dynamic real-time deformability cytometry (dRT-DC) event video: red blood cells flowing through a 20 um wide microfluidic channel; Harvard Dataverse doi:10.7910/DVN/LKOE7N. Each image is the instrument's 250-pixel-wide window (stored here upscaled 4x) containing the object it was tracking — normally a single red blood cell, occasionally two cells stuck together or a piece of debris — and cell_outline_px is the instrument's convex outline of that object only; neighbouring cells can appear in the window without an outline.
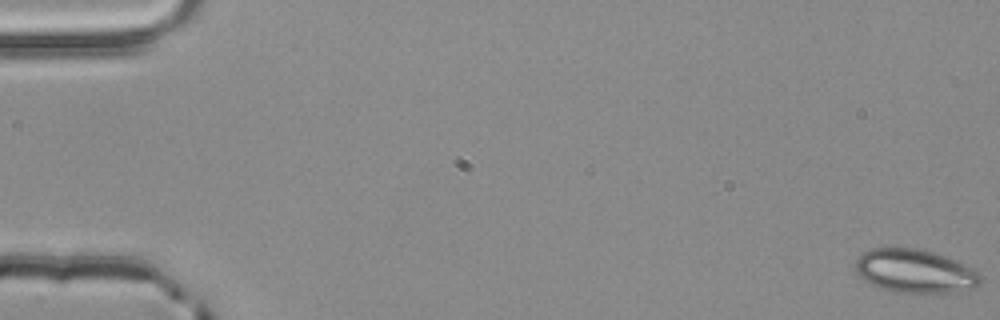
{"species": "common noctule bat (a hibernating species)", "species_latin": "Nyctalus noctula", "temperature_condition": "room temperature", "stored_images_in_passage": 56, "camera_frame_rate_fps": 3000, "um_per_image_px": 0.085, "animal": {"sex": "male", "body_mass_g": 20.4}, "frame": {"image": 1, "passage_image": 1, "time_ms": 0.0, "image_size_px": [1000, 320], "cell_outline_px": [[980, 284], [976, 288], [948, 292], [892, 292], [872, 284], [864, 280], [856, 272], [856, 260], [864, 252], [872, 248], [916, 248], [932, 252], [956, 260], [980, 272]], "centroid_in_image_um": [77.78, 23.04], "position_along_channel_um": 7.2, "area_um2": 31.44}}
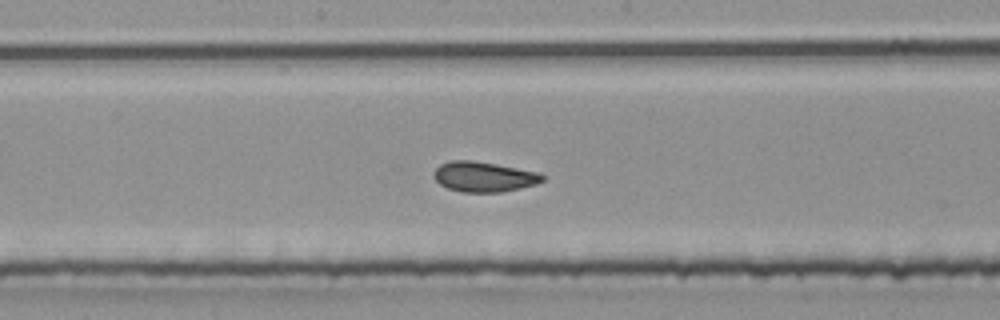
{"frame": {"image": 2, "passage_image": 30, "time_ms": 9.667, "image_size_px": [1000, 320], "cell_outline_px": [[544, 180], [536, 184], [520, 188], [500, 192], [460, 192], [448, 188], [440, 184], [432, 176], [432, 172], [440, 164], [452, 160], [472, 160], [496, 164], [540, 172], [544, 176]], "centroid_in_image_um": [41.11, 15.02], "position_along_channel_um": 207.1, "area_um2": 19.19}}
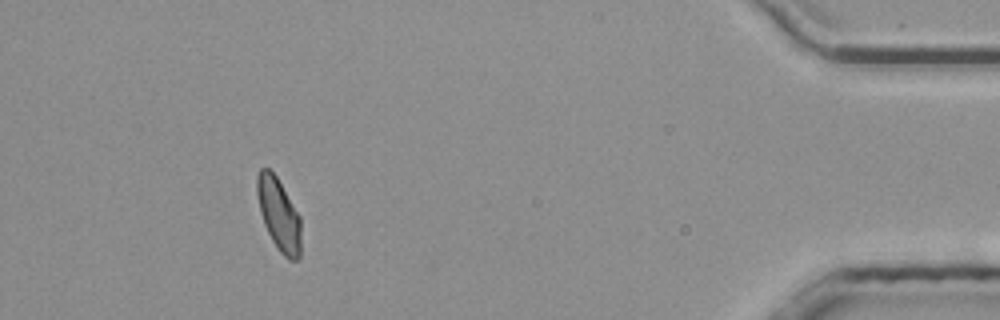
{"frame": {"image": 3, "passage_image": 51, "time_ms": 16.667, "image_size_px": [1000, 320], "cell_outline_px": [[300, 256], [296, 260], [288, 260], [280, 252], [272, 240], [264, 224], [260, 212], [256, 192], [256, 176], [260, 168], [268, 168], [276, 176], [300, 216]], "centroid_in_image_um": [23.68, 18.22], "position_along_channel_um": 411.5, "area_um2": 18.44}, "authors_computed_cell_mechanics": {"area_um2": 19.2185, "velocity_mm_per_s": 3.8305, "shape_relaxation_time_tau1_ms": 4.3017, "shape_relaxation_time_tau2_ms": 1.2844, "deformation_change_tau1": 0.1031, "deformation_change_tau2": 0.0417}}